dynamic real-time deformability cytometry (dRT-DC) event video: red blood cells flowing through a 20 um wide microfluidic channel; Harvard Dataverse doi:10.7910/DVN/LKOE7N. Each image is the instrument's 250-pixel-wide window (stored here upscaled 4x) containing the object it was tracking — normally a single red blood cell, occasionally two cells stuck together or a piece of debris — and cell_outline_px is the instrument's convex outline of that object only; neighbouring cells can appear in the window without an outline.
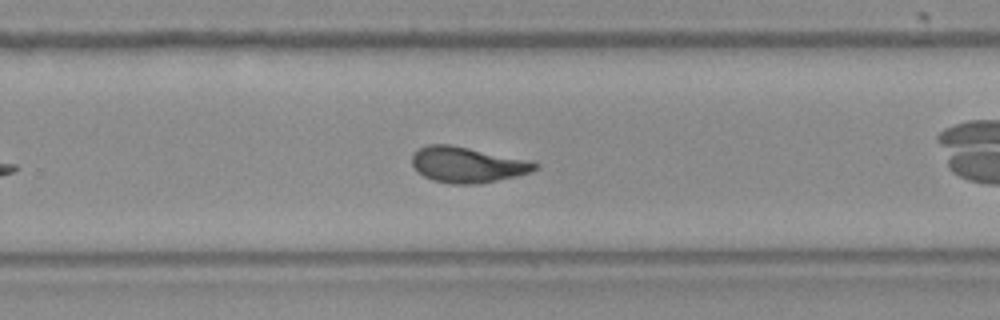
{"species": "Egyptian fruit bat (a non-hibernating species)", "species_latin": "Rousettus aegyptiacus", "temperature_condition": "room temperature", "stored_images_in_passage": 34, "camera_frame_rate_fps": 3000, "um_per_image_px": 0.085, "frame": {"image": 1, "passage_image": 20, "time_ms": 6.333, "image_size_px": [1000, 320], "cell_outline_px": [[540, 168], [528, 172], [496, 180], [476, 184], [452, 184], [432, 180], [424, 176], [412, 164], [412, 152], [428, 144], [452, 144], [540, 164]], "centroid_in_image_um": [39.64, 14.0], "position_along_channel_um": 290.2, "area_um2": 24.97}, "authors_computed_cell_mechanics": {"area_um2": 24.9985, "velocity_mm_per_s": 3.875, "shape_relaxation_time_tau1_ms": null, "shape_relaxation_time_tau2_ms": 1.6482, "deformation_change_tau1": null, "deformation_change_tau2": 0.1042}}